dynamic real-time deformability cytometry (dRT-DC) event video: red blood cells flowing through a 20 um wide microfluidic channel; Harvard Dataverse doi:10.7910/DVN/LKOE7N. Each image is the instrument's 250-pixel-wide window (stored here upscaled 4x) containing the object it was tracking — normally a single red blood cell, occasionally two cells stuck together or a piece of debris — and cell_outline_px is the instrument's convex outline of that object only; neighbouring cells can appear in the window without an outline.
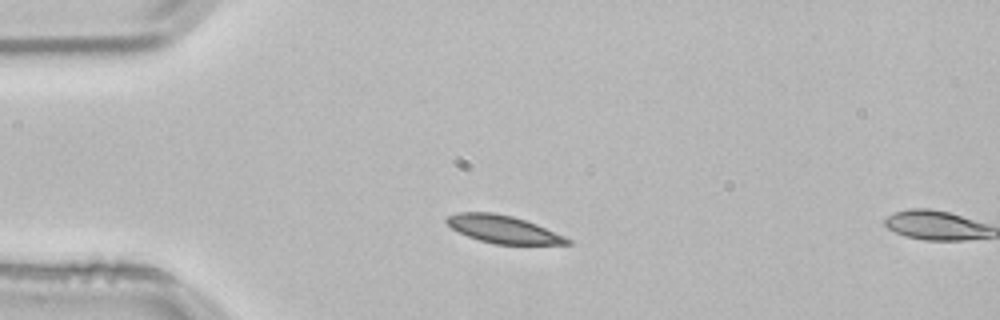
{"species": "common noctule bat (a hibernating species)", "species_latin": "Nyctalus noctula", "temperature_condition": "room temperature", "stored_images_in_passage": 2, "camera_frame_rate_fps": 3000, "um_per_image_px": 0.085, "animal": {"sex": "male", "body_mass_g": 21.5, "forearm_length_mm": 52.0}, "frame": {"image": 1, "passage_image": 1, "time_ms": 0.0, "image_size_px": [1000, 320], "cell_outline_px": [[572, 244], [492, 244], [468, 236], [452, 228], [444, 220], [448, 216], [456, 212], [492, 212], [512, 216], [536, 224], [564, 236], [572, 240]], "centroid_in_image_um": [42.76, 19.48], "position_along_channel_um": 42.2, "area_um2": 19.25}}